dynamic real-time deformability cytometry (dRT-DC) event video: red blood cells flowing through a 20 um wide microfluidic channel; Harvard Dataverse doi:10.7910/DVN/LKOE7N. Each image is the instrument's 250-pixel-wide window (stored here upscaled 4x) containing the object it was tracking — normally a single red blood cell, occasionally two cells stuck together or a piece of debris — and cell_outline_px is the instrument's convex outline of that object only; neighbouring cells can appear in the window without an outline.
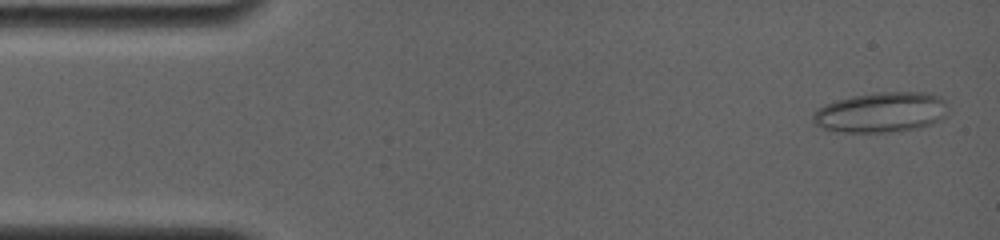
{"species": "common noctule bat (a hibernating species)", "species_latin": "Nyctalus noctula", "temperature_condition": "room temperature", "stored_images_in_passage": 21, "camera_frame_rate_fps": 4000, "um_per_image_px": 0.085, "animal": {"sex": "female", "body_mass_g": 19.0, "forearm_length_mm": 56.7}, "frame": {"image": 1, "passage_image": 1, "time_ms": 0.0, "image_size_px": [1000, 240], "cell_outline_px": [[944, 116], [932, 124], [920, 128], [888, 132], [836, 132], [820, 128], [812, 120], [812, 116], [816, 108], [824, 104], [836, 100], [852, 96], [876, 92], [932, 92], [940, 96], [944, 100]], "centroid_in_image_um": [74.83, 9.54], "position_along_channel_um": 10.2, "area_um2": 31.85}}
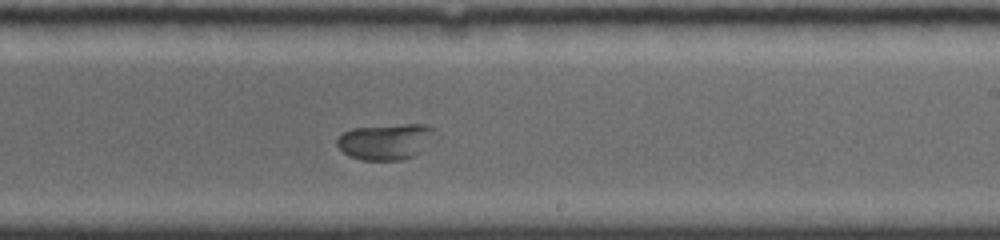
{"frame": {"image": 2, "passage_image": 12, "time_ms": 9.5, "image_size_px": [1000, 240], "cell_outline_px": [[440, 136], [420, 152], [412, 156], [400, 160], [360, 160], [348, 156], [336, 144], [336, 140], [344, 132], [352, 128], [404, 124], [424, 124], [436, 128], [440, 132]], "centroid_in_image_um": [32.89, 12.02], "position_along_channel_um": 256.1, "area_um2": 21.04}}
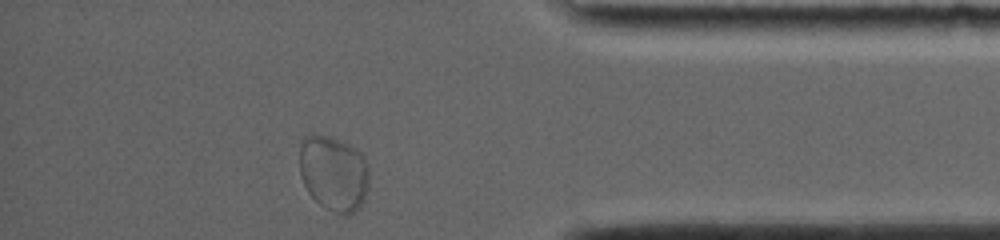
{"frame": {"image": 3, "passage_image": 21, "time_ms": 14.0, "image_size_px": [1000, 240], "cell_outline_px": [[368, 188], [364, 200], [360, 208], [348, 216], [344, 216], [320, 204], [308, 192], [300, 176], [300, 144], [304, 136], [328, 136], [348, 144], [356, 148], [364, 156], [368, 168]], "centroid_in_image_um": [28.38, 14.75], "position_along_channel_um": 406.8, "area_um2": 30.58}}